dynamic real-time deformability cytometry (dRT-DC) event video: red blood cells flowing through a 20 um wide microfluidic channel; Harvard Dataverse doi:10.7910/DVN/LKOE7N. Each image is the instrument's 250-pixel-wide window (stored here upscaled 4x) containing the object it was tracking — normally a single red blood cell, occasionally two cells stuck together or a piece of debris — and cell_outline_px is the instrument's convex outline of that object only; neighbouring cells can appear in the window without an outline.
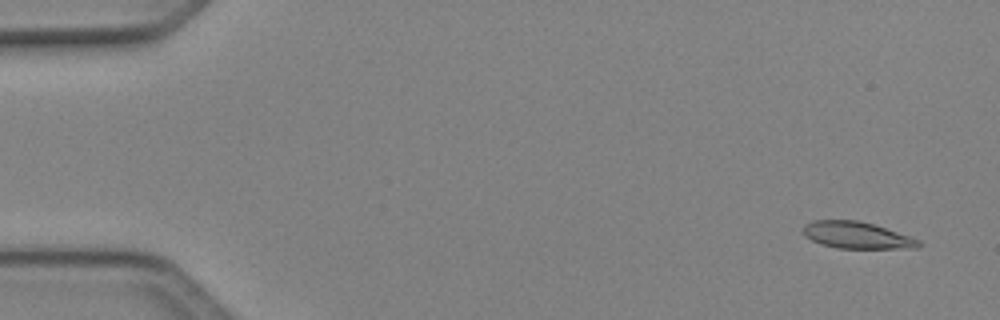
{"species": "Egyptian fruit bat (a non-hibernating species)", "species_latin": "Rousettus aegyptiacus", "temperature_condition": "cold", "stored_images_in_passage": 50, "camera_frame_rate_fps": 3000, "um_per_image_px": 0.085, "animal": {"sex": "female"}, "frame": {"image": 1, "passage_image": 3, "time_ms": 0.667, "image_size_px": [1000, 320], "cell_outline_px": [[924, 244], [916, 248], [836, 248], [812, 240], [804, 236], [804, 224], [812, 220], [860, 220], [920, 240]], "centroid_in_image_um": [72.82, 19.99], "position_along_channel_um": 12.2, "area_um2": 17.8}}
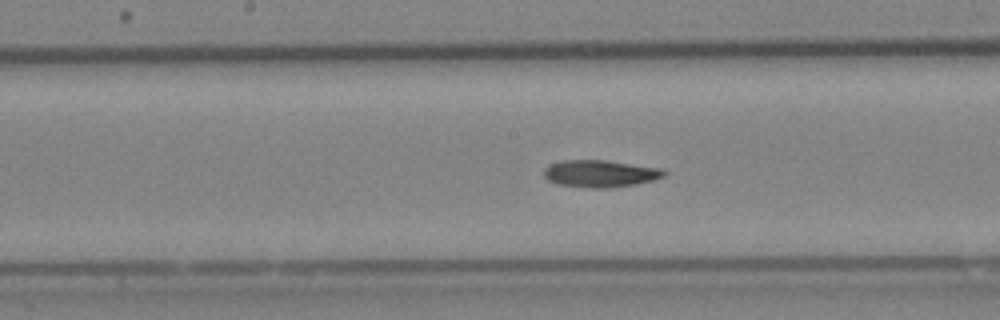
{"frame": {"image": 2, "passage_image": 26, "time_ms": 8.333, "image_size_px": [1000, 320], "cell_outline_px": [[668, 172], [664, 176], [652, 180], [636, 184], [612, 188], [592, 188], [556, 184], [548, 180], [544, 176], [544, 168], [552, 164], [564, 160], [604, 160], [660, 168]], "centroid_in_image_um": [51.01, 14.76], "position_along_channel_um": 197.2, "area_um2": 18.9}}
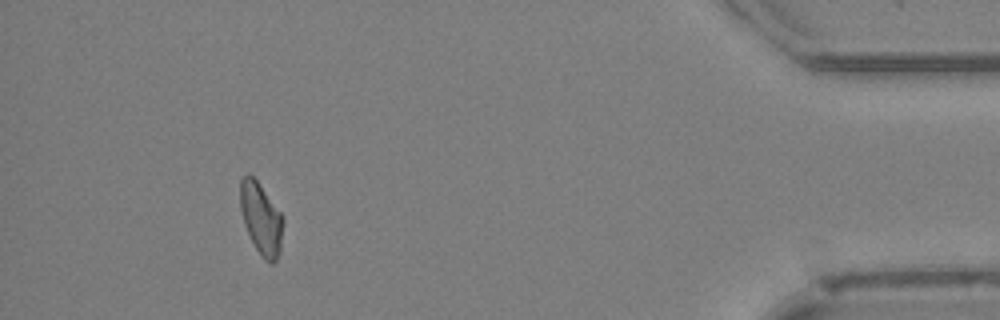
{"frame": {"image": 3, "passage_image": 46, "time_ms": 15.0, "image_size_px": [1000, 320], "cell_outline_px": [[284, 224], [280, 252], [276, 260], [272, 264], [268, 264], [260, 256], [244, 224], [240, 208], [240, 180], [248, 172], [256, 180], [280, 212], [284, 220]], "centroid_in_image_um": [22.2, 18.62], "position_along_channel_um": 413.0, "area_um2": 17.92}}